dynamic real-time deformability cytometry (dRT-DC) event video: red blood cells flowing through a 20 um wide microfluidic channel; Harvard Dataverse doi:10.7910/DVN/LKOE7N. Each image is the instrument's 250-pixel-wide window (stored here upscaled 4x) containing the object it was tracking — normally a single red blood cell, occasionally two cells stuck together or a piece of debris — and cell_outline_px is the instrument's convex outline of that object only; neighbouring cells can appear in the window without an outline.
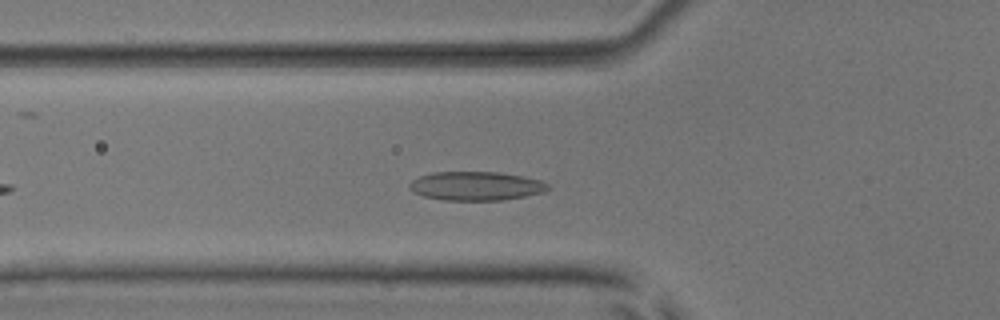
{"species": "common noctule bat (a hibernating species)", "species_latin": "Nyctalus noctula", "temperature_condition": "room temperature", "stored_images_in_passage": 35, "camera_frame_rate_fps": 3000, "um_per_image_px": 0.085, "animal": {"sex": "male", "body_mass_g": 17.9, "forearm_length_mm": 54.2}, "frame": {"image": 1, "passage_image": 8, "time_ms": 2.333, "image_size_px": [1000, 320], "cell_outline_px": [[552, 188], [544, 192], [524, 196], [500, 200], [444, 200], [424, 196], [412, 192], [408, 184], [412, 180], [420, 176], [432, 172], [500, 172], [524, 176], [540, 180], [548, 184]], "centroid_in_image_um": [40.47, 15.8], "position_along_channel_um": 85.3, "area_um2": 23.35}}
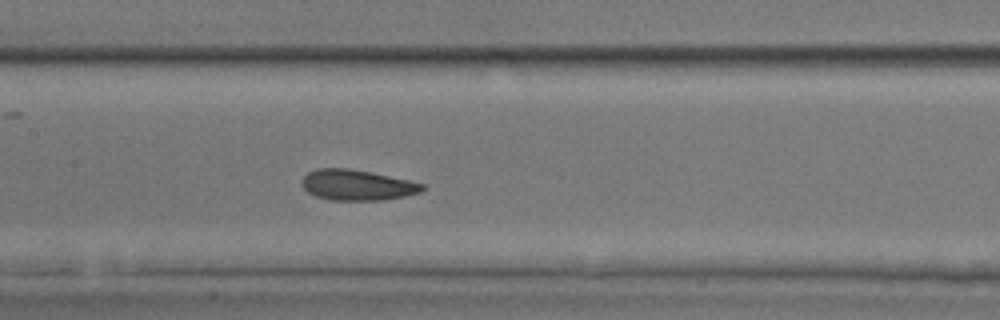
{"frame": {"image": 2, "passage_image": 15, "time_ms": 4.667, "image_size_px": [1000, 320], "cell_outline_px": [[424, 188], [420, 192], [404, 196], [384, 200], [328, 200], [316, 196], [308, 192], [300, 184], [304, 176], [308, 172], [316, 168], [348, 168], [408, 180], [424, 184]], "centroid_in_image_um": [30.31, 15.73], "position_along_channel_um": 177.1, "area_um2": 21.33}}
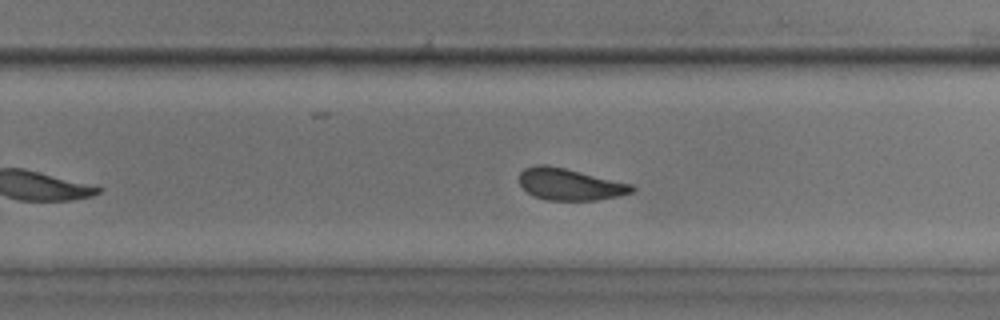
{"frame": {"image": 3, "passage_image": 23, "time_ms": 7.333, "image_size_px": [1000, 320], "cell_outline_px": [[636, 188], [632, 192], [616, 196], [596, 200], [544, 200], [532, 196], [520, 184], [520, 172], [524, 168], [536, 164], [548, 164], [632, 184]], "centroid_in_image_um": [48.4, 15.66], "position_along_channel_um": 281.4, "area_um2": 20.81}, "authors_computed_cell_mechanics": {"area_um2": 21.3282, "velocity_mm_per_s": 3.9359, "shape_relaxation_time_tau1_ms": 3.9689, "shape_relaxation_time_tau2_ms": 1.7495, "deformation_change_tau1": 0.1071, "deformation_change_tau2": 0.0842}}